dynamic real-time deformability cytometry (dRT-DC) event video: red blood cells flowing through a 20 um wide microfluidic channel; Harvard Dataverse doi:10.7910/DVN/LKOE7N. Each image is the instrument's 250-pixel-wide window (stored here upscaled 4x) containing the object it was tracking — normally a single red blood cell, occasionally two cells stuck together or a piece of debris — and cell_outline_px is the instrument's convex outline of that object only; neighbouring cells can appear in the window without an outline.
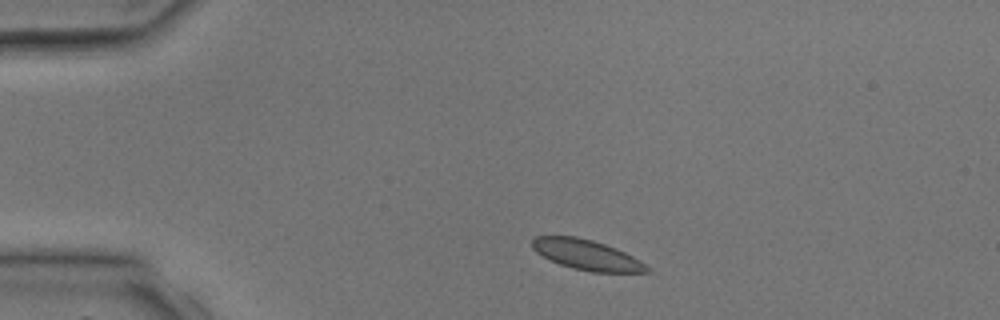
{"species": "common noctule bat (a hibernating species)", "species_latin": "Nyctalus noctula", "temperature_condition": "room temperature", "stored_images_in_passage": 2, "camera_frame_rate_fps": 3000, "um_per_image_px": 0.085, "animal": {"sex": "male", "body_mass_g": 17.9, "forearm_length_mm": 54.2}, "frame": {"image": 1, "passage_image": 1, "time_ms": 0.0, "image_size_px": [1000, 320], "cell_outline_px": [[652, 272], [592, 272], [572, 268], [560, 264], [536, 252], [532, 248], [532, 240], [536, 236], [576, 236], [592, 240], [616, 248], [640, 260], [652, 268]], "centroid_in_image_um": [49.91, 21.66], "position_along_channel_um": 35.1, "area_um2": 20.11}}